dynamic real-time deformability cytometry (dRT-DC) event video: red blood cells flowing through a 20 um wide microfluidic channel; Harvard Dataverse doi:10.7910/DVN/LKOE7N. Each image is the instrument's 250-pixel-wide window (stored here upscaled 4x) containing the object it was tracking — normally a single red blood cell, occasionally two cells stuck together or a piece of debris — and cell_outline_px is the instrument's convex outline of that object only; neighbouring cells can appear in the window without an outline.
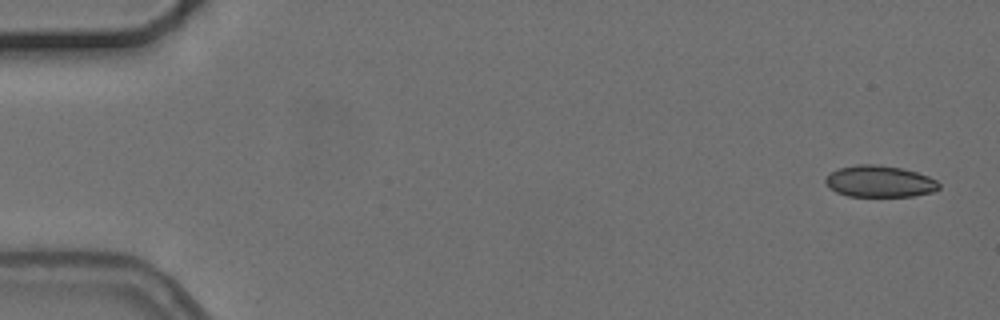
{"species": "common noctule bat (a hibernating species)", "species_latin": "Nyctalus noctula", "temperature_condition": "cold", "stored_images_in_passage": 5, "camera_frame_rate_fps": 3000, "um_per_image_px": 0.085, "animal": {"sex": "female", "body_mass_g": 24.6, "forearm_length_mm": 56.2}, "frame": {"image": 1, "passage_image": 1, "time_ms": 0.0, "image_size_px": [1000, 320], "cell_outline_px": [[940, 188], [932, 192], [912, 196], [848, 196], [836, 192], [828, 188], [824, 180], [832, 172], [840, 168], [856, 164], [880, 164], [900, 168], [916, 172], [928, 176], [936, 180], [940, 184]], "centroid_in_image_um": [74.76, 15.42], "position_along_channel_um": 10.2, "area_um2": 20.87}}
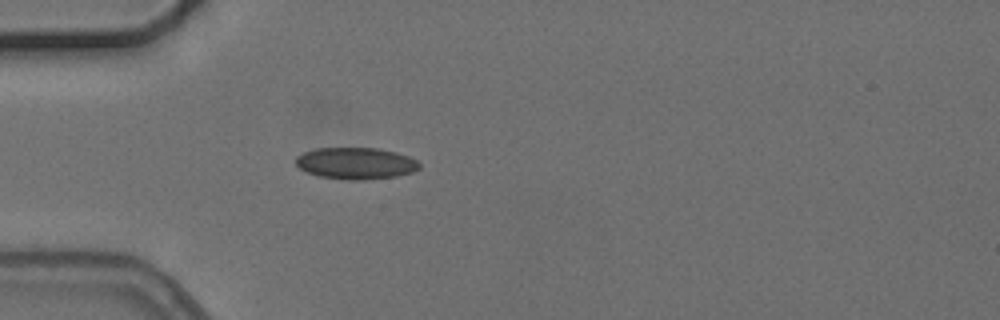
{"frame": {"image": 2, "passage_image": 5, "time_ms": 4.667, "image_size_px": [1000, 320], "cell_outline_px": [[420, 168], [412, 172], [396, 176], [364, 180], [348, 180], [320, 176], [308, 172], [300, 168], [296, 164], [296, 156], [304, 152], [316, 148], [380, 148], [396, 152], [408, 156], [416, 160], [420, 164]], "centroid_in_image_um": [30.26, 13.87], "position_along_channel_um": 54.7, "area_um2": 22.77}}